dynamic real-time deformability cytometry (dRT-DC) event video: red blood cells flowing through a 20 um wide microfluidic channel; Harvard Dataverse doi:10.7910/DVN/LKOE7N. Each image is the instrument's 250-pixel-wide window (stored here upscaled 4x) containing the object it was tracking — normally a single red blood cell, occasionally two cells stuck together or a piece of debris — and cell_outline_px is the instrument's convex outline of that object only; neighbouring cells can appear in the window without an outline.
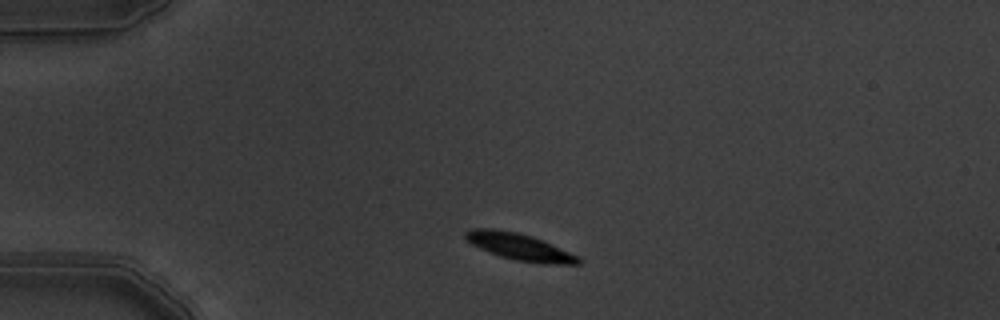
{"species": "common noctule bat (a hibernating species)", "species_latin": "Nyctalus noctula", "temperature_condition": "warm", "stored_images_in_passage": 2, "camera_frame_rate_fps": 3000, "um_per_image_px": 0.085, "animal": {"sex": "male", "body_mass_g": 19.5, "forearm_length_mm": 54.6}, "frame": {"image": 1, "passage_image": 1, "time_ms": 0.0, "image_size_px": [1000, 320], "cell_outline_px": [[584, 260], [580, 264], [540, 264], [516, 260], [500, 256], [488, 252], [472, 244], [464, 236], [464, 232], [472, 228], [492, 228], [516, 232], [532, 236], [580, 256]], "centroid_in_image_um": [44.2, 20.99], "position_along_channel_um": 40.8, "area_um2": 17.74}}